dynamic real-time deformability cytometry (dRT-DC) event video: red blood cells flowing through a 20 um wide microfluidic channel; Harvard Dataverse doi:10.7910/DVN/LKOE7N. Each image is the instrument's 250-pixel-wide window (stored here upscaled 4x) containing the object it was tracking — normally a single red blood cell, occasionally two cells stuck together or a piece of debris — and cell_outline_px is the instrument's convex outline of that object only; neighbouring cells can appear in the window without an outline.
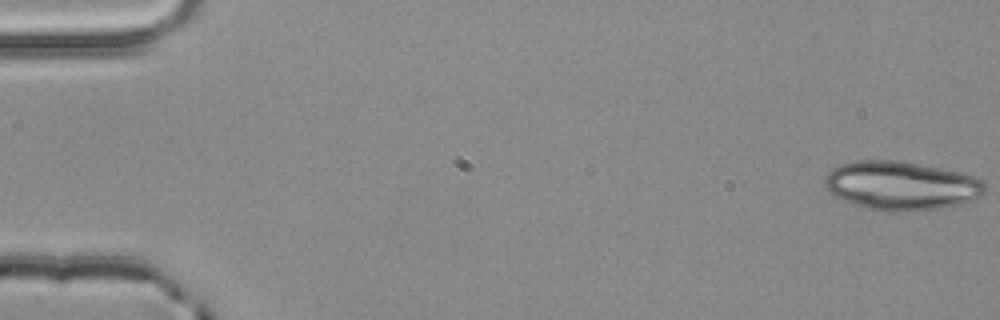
{"species": "common noctule bat (a hibernating species)", "species_latin": "Nyctalus noctula", "temperature_condition": "room temperature", "stored_images_in_passage": 29, "segment_of_instrument_passage": [1, 2], "camera_frame_rate_fps": 3000, "um_per_image_px": 0.085, "animal": {"sex": "male", "body_mass_g": 20.4}, "frame": {"image": 1, "passage_image": 1, "time_ms": 0.0, "image_size_px": [1000, 320], "cell_outline_px": [[984, 196], [964, 204], [940, 208], [908, 212], [888, 212], [868, 208], [856, 204], [836, 196], [824, 184], [824, 176], [832, 168], [840, 164], [856, 160], [896, 160], [940, 168], [960, 172], [976, 176], [984, 180]], "centroid_in_image_um": [76.66, 15.78], "position_along_channel_um": 8.3, "area_um2": 45.78}}